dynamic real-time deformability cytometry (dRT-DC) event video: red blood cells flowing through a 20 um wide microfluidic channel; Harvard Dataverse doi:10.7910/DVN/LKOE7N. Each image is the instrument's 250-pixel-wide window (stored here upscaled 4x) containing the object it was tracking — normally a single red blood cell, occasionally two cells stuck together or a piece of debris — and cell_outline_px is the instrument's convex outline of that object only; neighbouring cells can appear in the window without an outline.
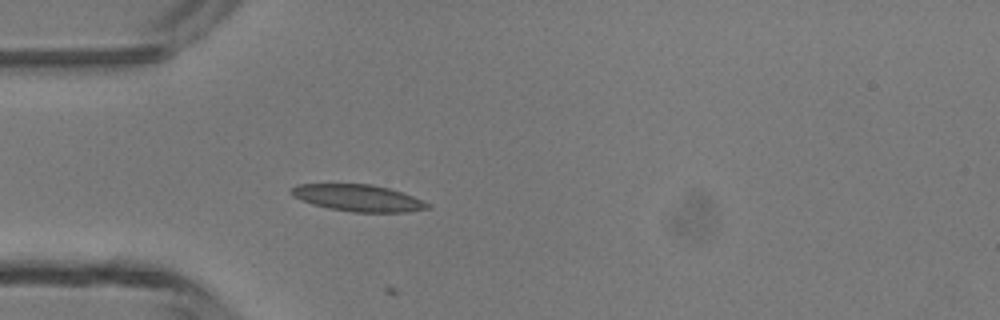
{"species": "common noctule bat (a hibernating species)", "species_latin": "Nyctalus noctula", "temperature_condition": "room temperature", "stored_images_in_passage": 5, "camera_frame_rate_fps": 3000, "um_per_image_px": 0.085, "animal": {"sex": "male", "body_mass_g": 13.3}, "frame": {"image": 1, "passage_image": 5, "time_ms": 5.667, "image_size_px": [1000, 320], "cell_outline_px": [[432, 208], [408, 212], [352, 212], [328, 208], [312, 204], [300, 200], [292, 196], [288, 192], [288, 188], [296, 184], [372, 184], [404, 192], [432, 204]], "centroid_in_image_um": [30.43, 16.82], "position_along_channel_um": 54.6, "area_um2": 21.68}}